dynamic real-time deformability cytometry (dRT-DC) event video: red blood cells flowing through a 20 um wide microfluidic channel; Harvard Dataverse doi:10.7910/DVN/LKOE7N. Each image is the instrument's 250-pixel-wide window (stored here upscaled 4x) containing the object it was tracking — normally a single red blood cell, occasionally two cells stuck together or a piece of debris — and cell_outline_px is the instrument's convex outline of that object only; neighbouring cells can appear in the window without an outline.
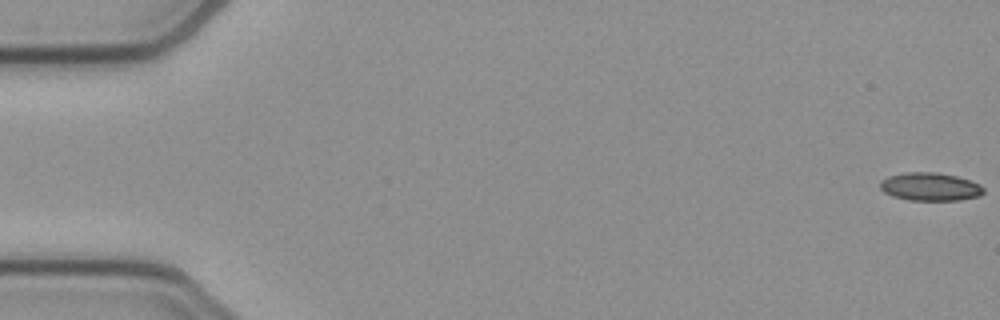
{"species": "common noctule bat (a hibernating species)", "species_latin": "Nyctalus noctula", "temperature_condition": "cold", "stored_images_in_passage": 53, "camera_frame_rate_fps": 3000, "um_per_image_px": 0.085, "animal": {"sex": "female", "body_mass_g": 21.9}, "frame": {"image": 1, "passage_image": 1, "time_ms": 0.0, "image_size_px": [1000, 320], "cell_outline_px": [[984, 192], [980, 196], [960, 200], [908, 200], [892, 196], [884, 192], [880, 188], [880, 180], [888, 176], [904, 172], [936, 172], [956, 176], [980, 184], [984, 188]], "centroid_in_image_um": [79.05, 15.87], "position_along_channel_um": 6.0, "area_um2": 17.05}}
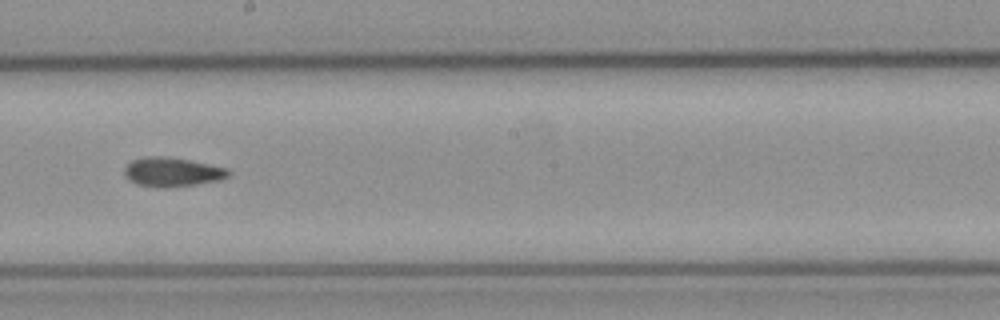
{"frame": {"image": 2, "passage_image": 30, "time_ms": 9.667, "image_size_px": [1000, 320], "cell_outline_px": [[232, 176], [220, 180], [196, 184], [168, 188], [156, 188], [136, 184], [128, 180], [124, 176], [124, 168], [132, 160], [148, 156], [164, 156], [188, 160], [228, 168], [232, 172]], "centroid_in_image_um": [14.64, 14.64], "position_along_channel_um": 233.6, "area_um2": 17.98}}
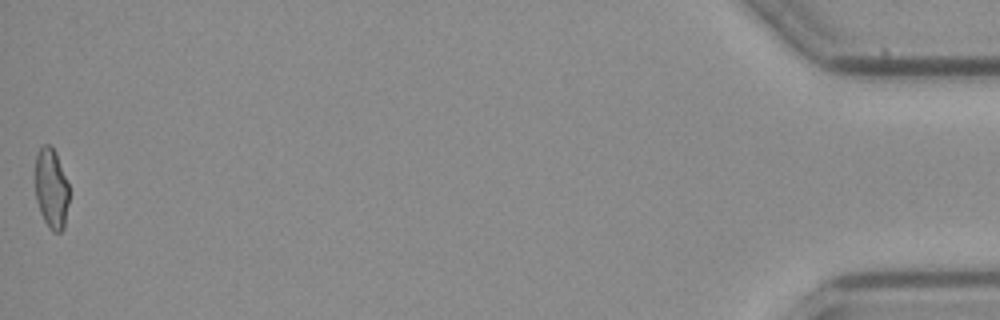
{"frame": {"image": 3, "passage_image": 53, "time_ms": 17.333, "image_size_px": [1000, 320], "cell_outline_px": [[68, 204], [64, 228], [60, 232], [52, 232], [48, 228], [40, 212], [36, 200], [36, 152], [44, 144], [48, 144], [56, 152], [68, 184]], "centroid_in_image_um": [4.36, 16.05], "position_along_channel_um": 430.8, "area_um2": 15.78}, "authors_computed_cell_mechanics": {"area_um2": 17.1088, "velocity_mm_per_s": 3.9221, "shape_relaxation_time_tau1_ms": null, "shape_relaxation_time_tau2_ms": 5.4529, "deformation_change_tau1": null, "deformation_change_tau2": 0.1363}}